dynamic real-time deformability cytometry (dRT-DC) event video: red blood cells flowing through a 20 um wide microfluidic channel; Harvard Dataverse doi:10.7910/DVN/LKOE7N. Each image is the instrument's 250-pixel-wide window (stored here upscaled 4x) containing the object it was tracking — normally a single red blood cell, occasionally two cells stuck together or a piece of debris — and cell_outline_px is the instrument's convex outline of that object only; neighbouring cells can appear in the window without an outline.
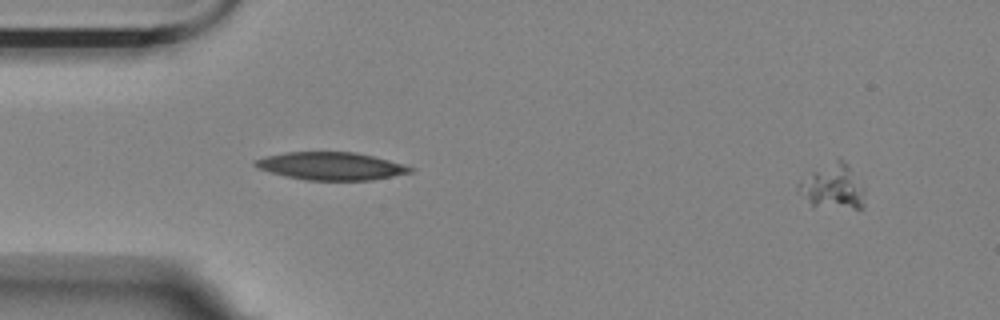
{"species": "Egyptian fruit bat (a non-hibernating species)", "species_latin": "Rousettus aegyptiacus", "temperature_condition": "room temperature", "stored_images_in_passage": 57, "camera_frame_rate_fps": 3000, "um_per_image_px": 0.085, "animal": {"sex": "female"}, "frame": {"image": 1, "passage_image": 5, "time_ms": 1.333, "image_size_px": [1000, 320], "cell_outline_px": [[864, 208], [852, 208], [812, 204], [796, 192], [796, 188], [800, 180], [812, 172], [840, 156], [848, 164], [864, 188]], "centroid_in_image_um": [70.8, 15.83], "position_along_channel_um": 14.2, "area_um2": 17.11}}
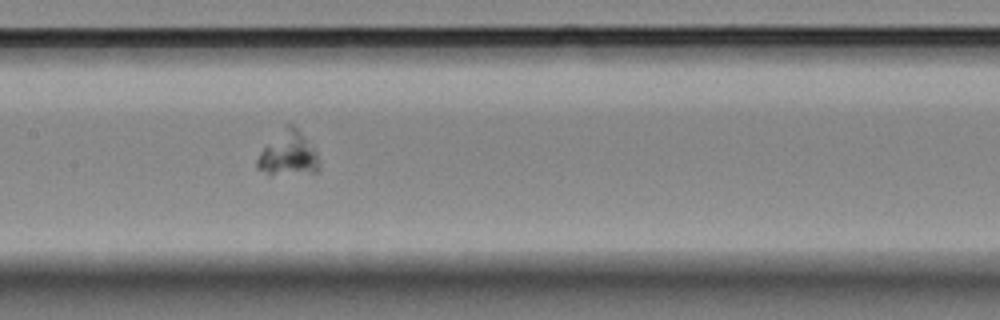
{"frame": {"image": 2, "passage_image": 28, "time_ms": 9.0, "image_size_px": [1000, 320], "cell_outline_px": [[320, 168], [316, 172], [268, 172], [256, 168], [256, 160], [260, 152], [288, 124], [292, 124], [312, 144], [320, 160]], "centroid_in_image_um": [24.55, 13.05], "position_along_channel_um": 182.8, "area_um2": 15.14}}
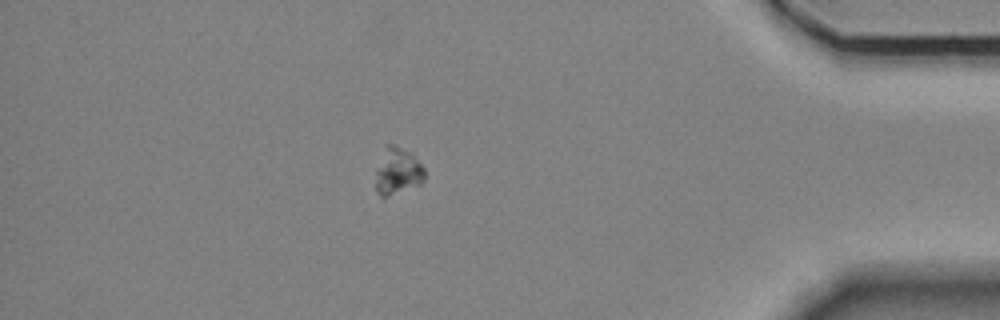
{"frame": {"image": 3, "passage_image": 50, "time_ms": 16.333, "image_size_px": [1000, 320], "cell_outline_px": [[424, 180], [420, 184], [384, 196], [380, 196], [376, 192], [376, 168], [384, 144], [392, 144], [412, 152], [424, 168]], "centroid_in_image_um": [33.78, 14.49], "position_along_channel_um": 401.4, "area_um2": 13.35}}